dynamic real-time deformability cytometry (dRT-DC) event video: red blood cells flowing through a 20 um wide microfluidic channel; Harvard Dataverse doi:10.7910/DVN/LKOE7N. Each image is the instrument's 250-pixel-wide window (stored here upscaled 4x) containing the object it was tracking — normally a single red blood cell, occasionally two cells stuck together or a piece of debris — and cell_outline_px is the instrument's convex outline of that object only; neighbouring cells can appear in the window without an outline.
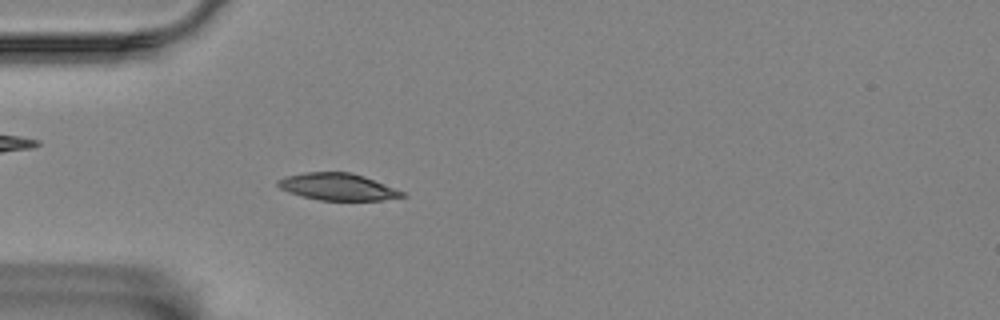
{"species": "Egyptian fruit bat (a non-hibernating species)", "species_latin": "Rousettus aegyptiacus", "temperature_condition": "room temperature", "stored_images_in_passage": 42, "camera_frame_rate_fps": 3000, "um_per_image_px": 0.085, "animal": {"sex": "female"}, "frame": {"image": 1, "passage_image": 1, "time_ms": 0.0, "image_size_px": [1000, 320], "cell_outline_px": [[408, 196], [380, 200], [320, 200], [288, 192], [280, 188], [276, 184], [276, 180], [284, 176], [304, 172], [352, 172], [364, 176], [404, 192]], "centroid_in_image_um": [28.67, 15.86], "position_along_channel_um": 56.3, "area_um2": 19.48}}
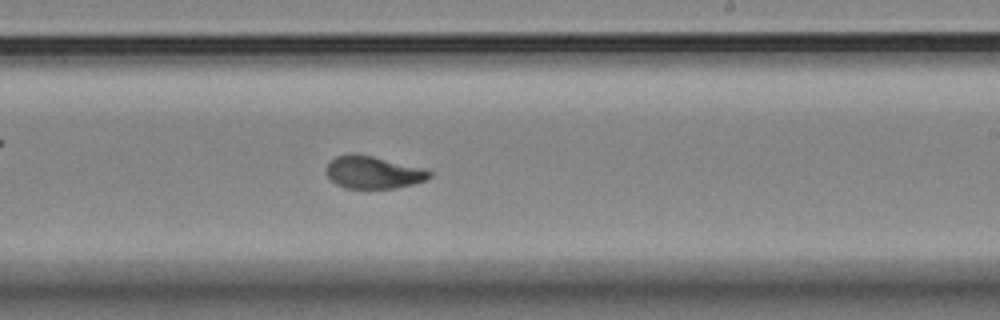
{"frame": {"image": 2, "passage_image": 19, "time_ms": 6.0, "image_size_px": [1000, 320], "cell_outline_px": [[436, 172], [428, 180], [396, 188], [344, 188], [336, 184], [324, 172], [324, 168], [328, 160], [336, 156], [352, 152], [356, 152], [424, 168]], "centroid_in_image_um": [31.71, 14.63], "position_along_channel_um": 257.3, "area_um2": 20.11}}
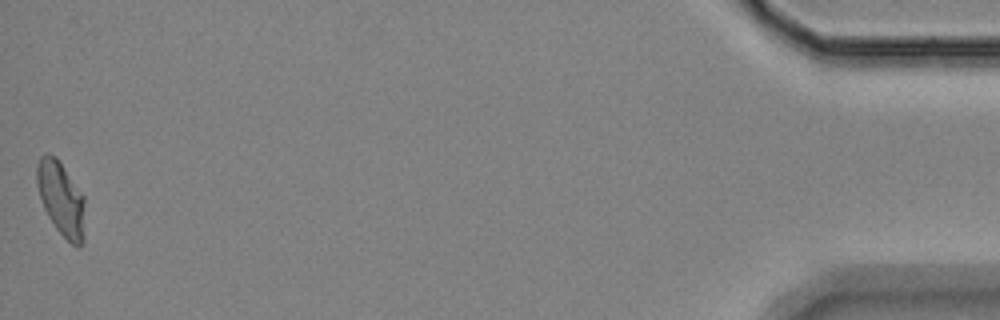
{"frame": {"image": 3, "passage_image": 42, "time_ms": 13.667, "image_size_px": [1000, 320], "cell_outline_px": [[84, 244], [80, 248], [76, 248], [56, 228], [48, 216], [44, 208], [36, 184], [36, 168], [40, 156], [44, 152], [48, 152], [56, 156], [84, 196]], "centroid_in_image_um": [5.2, 16.88], "position_along_channel_um": 430.0, "area_um2": 20.92}, "authors_computed_cell_mechanics": {"area_um2": 20.0277, "velocity_mm_per_s": 3.431, "shape_relaxation_time_tau1_ms": 7.3845, "shape_relaxation_time_tau2_ms": 0.9885, "deformation_change_tau1": 0.1951, "deformation_change_tau2": 0.0549}}